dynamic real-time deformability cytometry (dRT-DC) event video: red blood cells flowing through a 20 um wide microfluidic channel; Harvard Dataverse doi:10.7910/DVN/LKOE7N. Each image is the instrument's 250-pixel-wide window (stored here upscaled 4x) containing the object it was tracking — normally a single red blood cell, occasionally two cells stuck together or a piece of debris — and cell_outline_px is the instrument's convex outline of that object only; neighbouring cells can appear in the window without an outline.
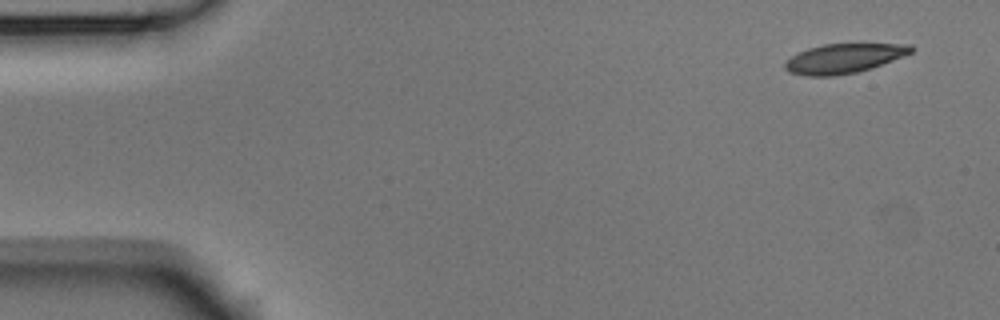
{"species": "Egyptian fruit bat (a non-hibernating species)", "species_latin": "Rousettus aegyptiacus", "temperature_condition": "room temperature", "stored_images_in_passage": 5, "camera_frame_rate_fps": 3000, "um_per_image_px": 0.085, "animal": {"sex": "male"}, "frame": {"image": 1, "passage_image": 1, "time_ms": 0.0, "image_size_px": [1000, 320], "cell_outline_px": [[916, 48], [912, 52], [872, 68], [856, 72], [832, 76], [804, 76], [788, 72], [784, 68], [784, 64], [792, 56], [808, 48], [824, 44], [912, 44]], "centroid_in_image_um": [71.72, 4.97], "position_along_channel_um": 13.3, "area_um2": 21.56}}
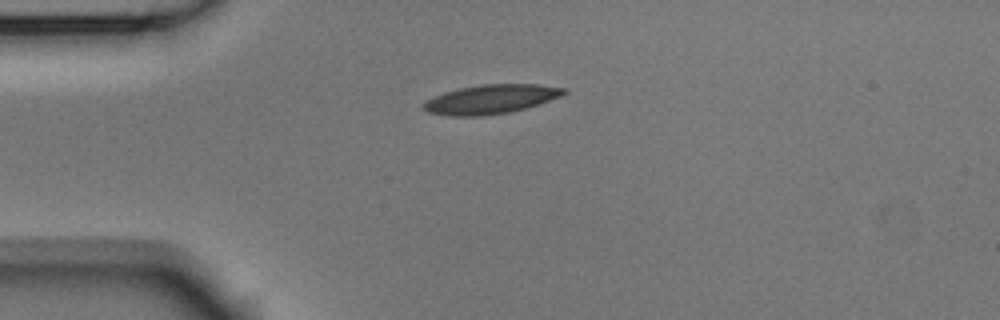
{"frame": {"image": 2, "passage_image": 4, "time_ms": 1.0, "image_size_px": [1000, 320], "cell_outline_px": [[568, 92], [560, 96], [524, 108], [508, 112], [476, 116], [452, 116], [428, 112], [420, 104], [424, 100], [444, 92], [460, 88], [480, 84], [536, 84], [568, 88]], "centroid_in_image_um": [41.68, 8.42], "position_along_channel_um": 43.3, "area_um2": 23.64}}